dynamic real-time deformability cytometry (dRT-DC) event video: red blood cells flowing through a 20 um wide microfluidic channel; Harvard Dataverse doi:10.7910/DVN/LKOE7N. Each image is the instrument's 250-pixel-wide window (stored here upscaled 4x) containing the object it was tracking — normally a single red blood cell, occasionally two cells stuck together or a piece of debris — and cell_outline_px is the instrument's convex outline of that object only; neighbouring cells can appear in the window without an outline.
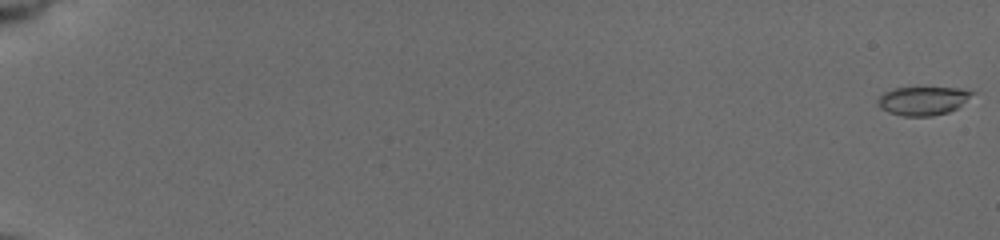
{"species": "common noctule bat (a hibernating species)", "species_latin": "Nyctalus noctula", "temperature_condition": "cold", "stored_images_in_passage": 58, "camera_frame_rate_fps": 3000, "um_per_image_px": 0.085, "animal": {"sex": "female", "body_mass_g": 19.5, "forearm_length_mm": 54.1}, "frame": {"image": 1, "passage_image": 1, "time_ms": 0.0, "image_size_px": [1000, 240], "cell_outline_px": [[976, 92], [956, 108], [948, 112], [932, 116], [904, 116], [888, 112], [880, 108], [876, 100], [884, 92], [896, 88], [960, 88]], "centroid_in_image_um": [78.42, 8.57], "position_along_channel_um": 6.6, "area_um2": 15.55}}
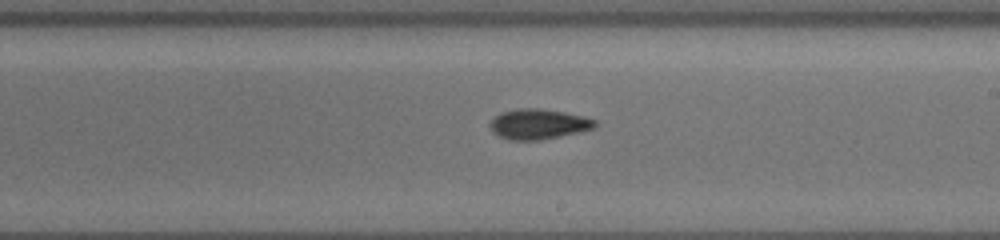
{"frame": {"image": 2, "passage_image": 37, "time_ms": 12.0, "image_size_px": [1000, 240], "cell_outline_px": [[596, 128], [580, 132], [540, 140], [508, 140], [492, 132], [488, 124], [500, 112], [516, 108], [540, 108], [564, 112], [584, 116], [596, 120]], "centroid_in_image_um": [45.76, 10.54], "position_along_channel_um": 243.2, "area_um2": 18.67}}
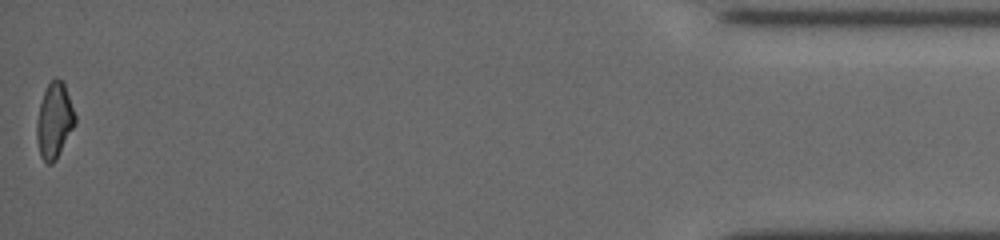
{"frame": {"image": 3, "passage_image": 58, "time_ms": 19.0, "image_size_px": [1000, 240], "cell_outline_px": [[76, 124], [56, 160], [52, 164], [48, 164], [40, 156], [36, 140], [36, 120], [40, 104], [44, 92], [48, 84], [56, 76], [64, 84], [76, 116]], "centroid_in_image_um": [4.61, 10.29], "position_along_channel_um": 430.6, "area_um2": 16.94}, "authors_computed_cell_mechanics": {"area_um2": 17.1955, "velocity_mm_per_s": 3.7727, "shape_relaxation_time_tau1_ms": 4.0482, "shape_relaxation_time_tau2_ms": 4.9361, "deformation_change_tau1": 0.1426, "deformation_change_tau2": 0.1153}}